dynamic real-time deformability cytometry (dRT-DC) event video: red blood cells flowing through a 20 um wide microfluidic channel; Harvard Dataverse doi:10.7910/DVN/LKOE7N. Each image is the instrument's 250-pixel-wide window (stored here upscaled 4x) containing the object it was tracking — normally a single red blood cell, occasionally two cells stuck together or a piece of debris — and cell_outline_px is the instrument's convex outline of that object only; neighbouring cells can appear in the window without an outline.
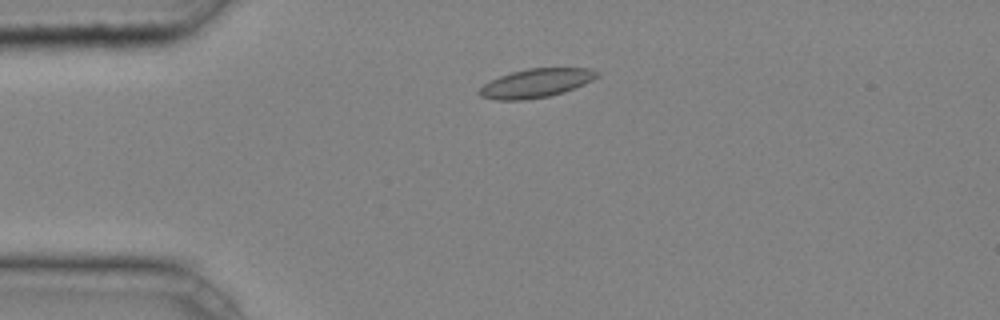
{"species": "common noctule bat (a hibernating species)", "species_latin": "Nyctalus noctula", "temperature_condition": "cold", "stored_images_in_passage": 31, "camera_frame_rate_fps": 3000, "um_per_image_px": 0.085, "animal": {"sex": "male", "body_mass_g": 20.4}, "frame": {"image": 1, "passage_image": 1, "time_ms": 0.0, "image_size_px": [1000, 320], "cell_outline_px": [[600, 76], [584, 84], [564, 92], [548, 96], [528, 100], [496, 100], [480, 96], [476, 92], [484, 84], [500, 76], [512, 72], [528, 68], [592, 68], [600, 72]], "centroid_in_image_um": [45.58, 7.07], "position_along_channel_um": 39.4, "area_um2": 19.83}}
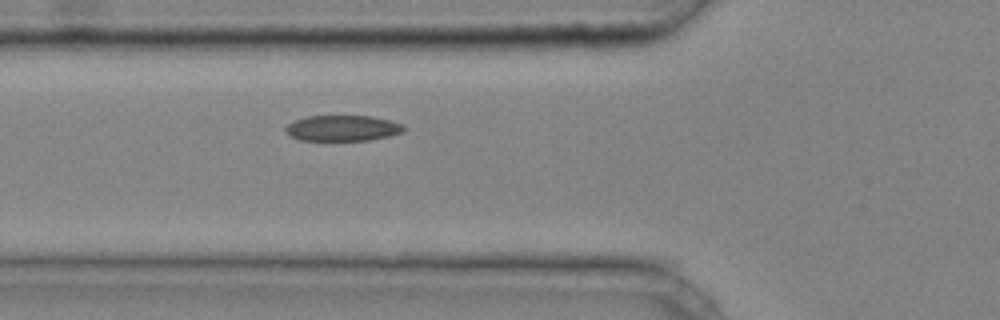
{"frame": {"image": 2, "passage_image": 7, "time_ms": 2.0, "image_size_px": [1000, 320], "cell_outline_px": [[408, 128], [404, 132], [388, 136], [368, 140], [300, 140], [292, 136], [284, 128], [288, 124], [296, 120], [308, 116], [372, 116], [404, 124]], "centroid_in_image_um": [29.18, 10.89], "position_along_channel_um": 96.6, "area_um2": 17.63}}
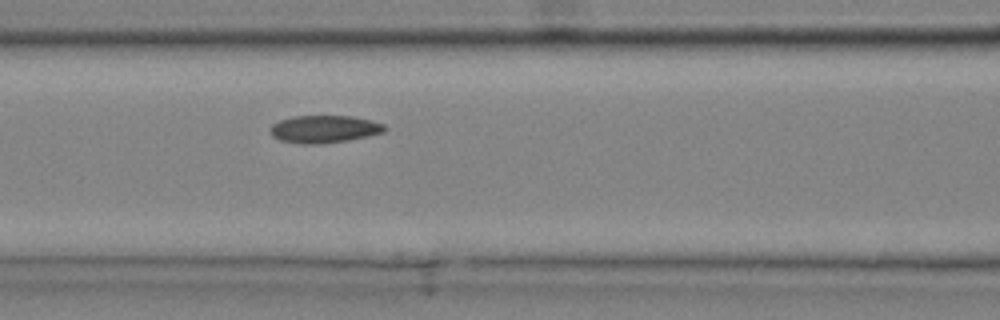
{"frame": {"image": 3, "passage_image": 10, "time_ms": 3.0, "image_size_px": [1000, 320], "cell_outline_px": [[388, 128], [384, 132], [368, 136], [348, 140], [320, 144], [300, 144], [280, 140], [272, 136], [272, 124], [280, 120], [292, 116], [352, 116], [384, 124]], "centroid_in_image_um": [27.57, 10.98], "position_along_channel_um": 139.0, "area_um2": 18.26}, "authors_computed_cell_mechanics": {"area_um2": 17.8602, "velocity_mm_per_s": 4.2187, "shape_relaxation_time_tau1_ms": 3.9498, "shape_relaxation_time_tau2_ms": 4.5628, "deformation_change_tau1": 0.0872, "deformation_change_tau2": 0.0977}}